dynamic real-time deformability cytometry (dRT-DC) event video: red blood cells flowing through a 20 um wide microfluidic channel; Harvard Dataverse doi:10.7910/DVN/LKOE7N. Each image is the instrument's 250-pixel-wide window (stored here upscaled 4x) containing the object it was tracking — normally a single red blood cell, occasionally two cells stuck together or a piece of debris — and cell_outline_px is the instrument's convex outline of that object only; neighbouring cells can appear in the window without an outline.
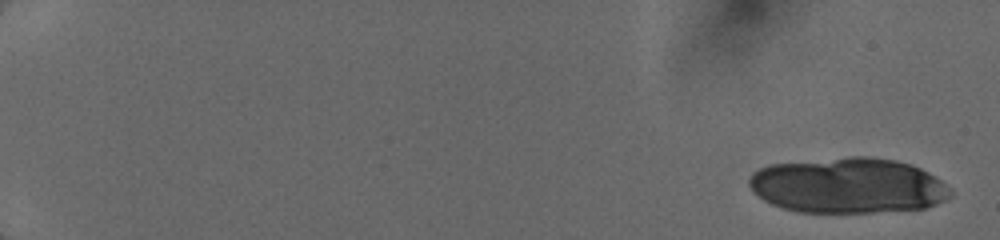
{"species": "human", "species_latin": "Homo sapiens", "temperature_condition": "cold", "stored_images_in_passage": 6, "camera_frame_rate_fps": 3000, "um_per_image_px": 0.085, "donor": {"sex": "female"}, "frame": {"image": 1, "passage_image": 1, "time_ms": 0.0, "image_size_px": [1000, 240], "cell_outline_px": [[952, 196], [936, 204], [924, 208], [872, 212], [796, 212], [772, 204], [764, 200], [752, 192], [748, 184], [748, 180], [752, 172], [760, 168], [772, 164], [848, 156], [868, 156], [896, 160], [912, 164], [928, 172], [940, 180], [952, 192]], "centroid_in_image_um": [72.06, 15.76], "position_along_channel_um": 12.9, "area_um2": 65.26}}